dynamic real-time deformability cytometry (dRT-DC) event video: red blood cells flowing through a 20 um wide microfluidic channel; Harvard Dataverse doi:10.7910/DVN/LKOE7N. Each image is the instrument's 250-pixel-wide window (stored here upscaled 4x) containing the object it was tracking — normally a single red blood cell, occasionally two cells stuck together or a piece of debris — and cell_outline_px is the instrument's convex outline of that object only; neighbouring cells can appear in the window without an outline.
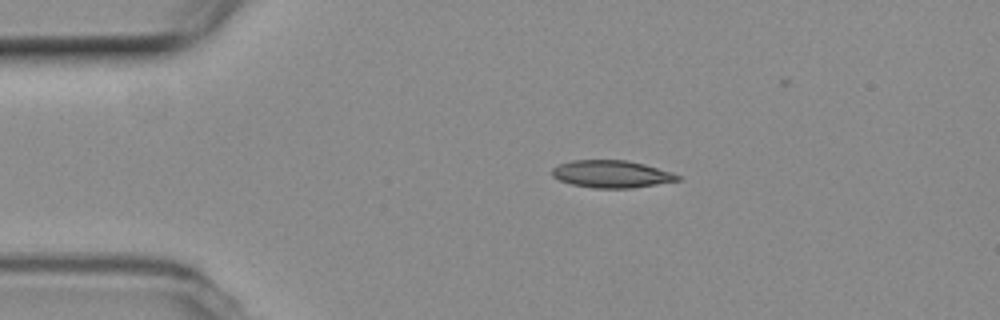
{"species": "common noctule bat (a hibernating species)", "species_latin": "Nyctalus noctula", "temperature_condition": "room temperature", "stored_images_in_passage": 14, "camera_frame_rate_fps": 3000, "um_per_image_px": 0.085, "animal": {"sex": "female", "body_mass_g": 19.3, "forearm_length_mm": 54.1}, "frame": {"image": 1, "passage_image": 1, "time_ms": 0.0, "image_size_px": [1000, 320], "cell_outline_px": [[680, 180], [632, 188], [592, 188], [572, 184], [560, 180], [552, 176], [552, 168], [560, 164], [572, 160], [628, 160], [644, 164], [672, 172], [680, 176]], "centroid_in_image_um": [51.97, 14.79], "position_along_channel_um": 33.0, "area_um2": 19.94}}
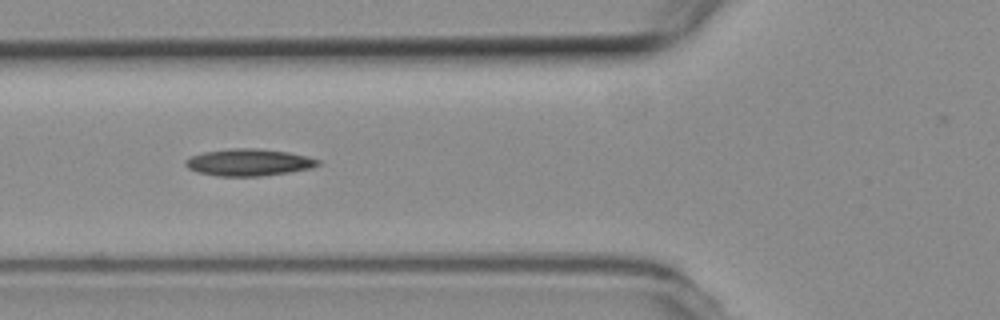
{"frame": {"image": 2, "passage_image": 10, "time_ms": 3.0, "image_size_px": [1000, 320], "cell_outline_px": [[320, 164], [312, 168], [288, 172], [260, 176], [216, 176], [196, 172], [188, 168], [184, 164], [184, 160], [192, 156], [204, 152], [232, 148], [256, 148], [288, 152], [308, 156], [320, 160]], "centroid_in_image_um": [21.13, 13.8], "position_along_channel_um": 104.7, "area_um2": 20.87}}
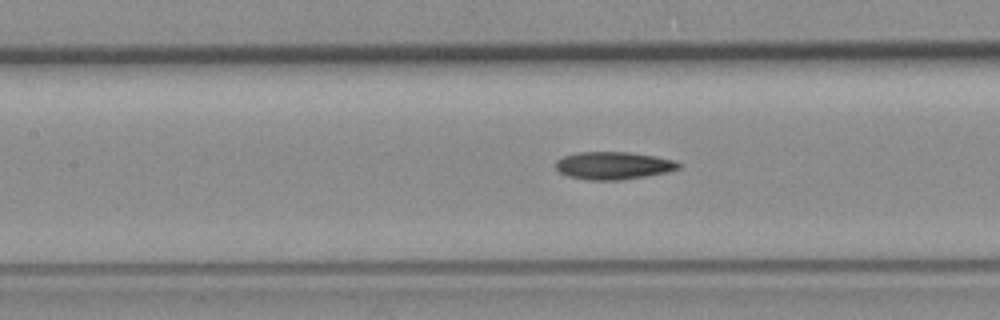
{"frame": {"image": 3, "passage_image": 14, "time_ms": 4.333, "image_size_px": [1000, 320], "cell_outline_px": [[680, 168], [668, 172], [648, 176], [624, 180], [588, 180], [568, 176], [560, 172], [556, 168], [556, 160], [564, 156], [580, 152], [628, 152], [652, 156], [672, 160], [680, 164]], "centroid_in_image_um": [52.13, 14.08], "position_along_channel_um": 155.3, "area_um2": 19.71}}